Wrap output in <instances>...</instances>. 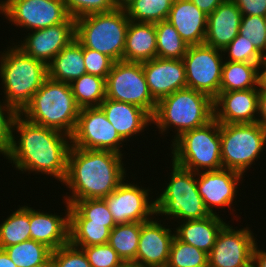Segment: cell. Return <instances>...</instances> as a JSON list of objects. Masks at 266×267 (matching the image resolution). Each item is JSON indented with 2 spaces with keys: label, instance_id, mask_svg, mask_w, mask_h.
<instances>
[{
  "label": "cell",
  "instance_id": "obj_1",
  "mask_svg": "<svg viewBox=\"0 0 266 267\" xmlns=\"http://www.w3.org/2000/svg\"><path fill=\"white\" fill-rule=\"evenodd\" d=\"M70 147L71 136L31 123L19 114L13 124L11 148L5 159L22 173H41L63 182Z\"/></svg>",
  "mask_w": 266,
  "mask_h": 267
},
{
  "label": "cell",
  "instance_id": "obj_2",
  "mask_svg": "<svg viewBox=\"0 0 266 267\" xmlns=\"http://www.w3.org/2000/svg\"><path fill=\"white\" fill-rule=\"evenodd\" d=\"M123 155L108 151L82 149L71 146L67 158L64 181L69 193L62 198L69 205L82 199H104L110 195L126 177Z\"/></svg>",
  "mask_w": 266,
  "mask_h": 267
},
{
  "label": "cell",
  "instance_id": "obj_3",
  "mask_svg": "<svg viewBox=\"0 0 266 267\" xmlns=\"http://www.w3.org/2000/svg\"><path fill=\"white\" fill-rule=\"evenodd\" d=\"M12 45L0 52L2 101L20 114L48 77V69L44 62L26 55L15 43Z\"/></svg>",
  "mask_w": 266,
  "mask_h": 267
},
{
  "label": "cell",
  "instance_id": "obj_4",
  "mask_svg": "<svg viewBox=\"0 0 266 267\" xmlns=\"http://www.w3.org/2000/svg\"><path fill=\"white\" fill-rule=\"evenodd\" d=\"M80 109L69 83L47 77L20 115L31 123L72 136Z\"/></svg>",
  "mask_w": 266,
  "mask_h": 267
},
{
  "label": "cell",
  "instance_id": "obj_5",
  "mask_svg": "<svg viewBox=\"0 0 266 267\" xmlns=\"http://www.w3.org/2000/svg\"><path fill=\"white\" fill-rule=\"evenodd\" d=\"M214 118L213 99L191 88H184L157 102L152 125L159 134H167L174 126L173 142L182 133L201 127Z\"/></svg>",
  "mask_w": 266,
  "mask_h": 267
},
{
  "label": "cell",
  "instance_id": "obj_6",
  "mask_svg": "<svg viewBox=\"0 0 266 267\" xmlns=\"http://www.w3.org/2000/svg\"><path fill=\"white\" fill-rule=\"evenodd\" d=\"M129 22L125 10L119 7L111 12L89 14L75 19V39L114 62L122 61Z\"/></svg>",
  "mask_w": 266,
  "mask_h": 267
},
{
  "label": "cell",
  "instance_id": "obj_7",
  "mask_svg": "<svg viewBox=\"0 0 266 267\" xmlns=\"http://www.w3.org/2000/svg\"><path fill=\"white\" fill-rule=\"evenodd\" d=\"M171 146V162L195 173L222 169L220 123L213 118L207 124L186 131ZM173 147V148H172Z\"/></svg>",
  "mask_w": 266,
  "mask_h": 267
},
{
  "label": "cell",
  "instance_id": "obj_8",
  "mask_svg": "<svg viewBox=\"0 0 266 267\" xmlns=\"http://www.w3.org/2000/svg\"><path fill=\"white\" fill-rule=\"evenodd\" d=\"M170 180L156 196V216H166L176 222L203 219L211 214L198 192L196 173L172 162ZM172 217V218H171Z\"/></svg>",
  "mask_w": 266,
  "mask_h": 267
},
{
  "label": "cell",
  "instance_id": "obj_9",
  "mask_svg": "<svg viewBox=\"0 0 266 267\" xmlns=\"http://www.w3.org/2000/svg\"><path fill=\"white\" fill-rule=\"evenodd\" d=\"M220 140L223 168L244 174L253 163L255 165L260 154L264 153L266 128L257 122L220 123Z\"/></svg>",
  "mask_w": 266,
  "mask_h": 267
},
{
  "label": "cell",
  "instance_id": "obj_10",
  "mask_svg": "<svg viewBox=\"0 0 266 267\" xmlns=\"http://www.w3.org/2000/svg\"><path fill=\"white\" fill-rule=\"evenodd\" d=\"M106 98L139 106L153 116L157 102L148 89L142 63L114 62L106 79Z\"/></svg>",
  "mask_w": 266,
  "mask_h": 267
},
{
  "label": "cell",
  "instance_id": "obj_11",
  "mask_svg": "<svg viewBox=\"0 0 266 267\" xmlns=\"http://www.w3.org/2000/svg\"><path fill=\"white\" fill-rule=\"evenodd\" d=\"M0 14L27 31L58 25L71 17L63 0H0Z\"/></svg>",
  "mask_w": 266,
  "mask_h": 267
},
{
  "label": "cell",
  "instance_id": "obj_12",
  "mask_svg": "<svg viewBox=\"0 0 266 267\" xmlns=\"http://www.w3.org/2000/svg\"><path fill=\"white\" fill-rule=\"evenodd\" d=\"M224 55L206 44L189 46L183 57L187 88L215 99L220 93Z\"/></svg>",
  "mask_w": 266,
  "mask_h": 267
},
{
  "label": "cell",
  "instance_id": "obj_13",
  "mask_svg": "<svg viewBox=\"0 0 266 267\" xmlns=\"http://www.w3.org/2000/svg\"><path fill=\"white\" fill-rule=\"evenodd\" d=\"M124 142L100 107L80 109L76 128L71 136V146L108 150L123 155L121 148Z\"/></svg>",
  "mask_w": 266,
  "mask_h": 267
},
{
  "label": "cell",
  "instance_id": "obj_14",
  "mask_svg": "<svg viewBox=\"0 0 266 267\" xmlns=\"http://www.w3.org/2000/svg\"><path fill=\"white\" fill-rule=\"evenodd\" d=\"M125 181L104 198L115 223L146 222L156 216V201L149 197V187Z\"/></svg>",
  "mask_w": 266,
  "mask_h": 267
},
{
  "label": "cell",
  "instance_id": "obj_15",
  "mask_svg": "<svg viewBox=\"0 0 266 267\" xmlns=\"http://www.w3.org/2000/svg\"><path fill=\"white\" fill-rule=\"evenodd\" d=\"M229 224L221 229L208 254V267H252L254 233L248 226L235 229Z\"/></svg>",
  "mask_w": 266,
  "mask_h": 267
},
{
  "label": "cell",
  "instance_id": "obj_16",
  "mask_svg": "<svg viewBox=\"0 0 266 267\" xmlns=\"http://www.w3.org/2000/svg\"><path fill=\"white\" fill-rule=\"evenodd\" d=\"M242 177V173L224 168L196 173L198 192L210 214L219 215L214 208H232Z\"/></svg>",
  "mask_w": 266,
  "mask_h": 267
},
{
  "label": "cell",
  "instance_id": "obj_17",
  "mask_svg": "<svg viewBox=\"0 0 266 267\" xmlns=\"http://www.w3.org/2000/svg\"><path fill=\"white\" fill-rule=\"evenodd\" d=\"M30 32L21 43L16 42V46L26 55L48 65L65 46L75 39V18L70 17L64 23Z\"/></svg>",
  "mask_w": 266,
  "mask_h": 267
},
{
  "label": "cell",
  "instance_id": "obj_18",
  "mask_svg": "<svg viewBox=\"0 0 266 267\" xmlns=\"http://www.w3.org/2000/svg\"><path fill=\"white\" fill-rule=\"evenodd\" d=\"M160 221V223H159ZM152 219L141 222V231L136 255L139 267H166L175 231L161 224L163 220Z\"/></svg>",
  "mask_w": 266,
  "mask_h": 267
},
{
  "label": "cell",
  "instance_id": "obj_19",
  "mask_svg": "<svg viewBox=\"0 0 266 267\" xmlns=\"http://www.w3.org/2000/svg\"><path fill=\"white\" fill-rule=\"evenodd\" d=\"M142 66L148 89L156 102L187 87L183 59L156 57L142 62Z\"/></svg>",
  "mask_w": 266,
  "mask_h": 267
},
{
  "label": "cell",
  "instance_id": "obj_20",
  "mask_svg": "<svg viewBox=\"0 0 266 267\" xmlns=\"http://www.w3.org/2000/svg\"><path fill=\"white\" fill-rule=\"evenodd\" d=\"M259 88L220 91L213 100L214 118L219 123H256Z\"/></svg>",
  "mask_w": 266,
  "mask_h": 267
},
{
  "label": "cell",
  "instance_id": "obj_21",
  "mask_svg": "<svg viewBox=\"0 0 266 267\" xmlns=\"http://www.w3.org/2000/svg\"><path fill=\"white\" fill-rule=\"evenodd\" d=\"M65 215L40 212L29 206L31 240L43 243L52 250L69 243V210L67 202Z\"/></svg>",
  "mask_w": 266,
  "mask_h": 267
},
{
  "label": "cell",
  "instance_id": "obj_22",
  "mask_svg": "<svg viewBox=\"0 0 266 267\" xmlns=\"http://www.w3.org/2000/svg\"><path fill=\"white\" fill-rule=\"evenodd\" d=\"M99 107L125 142L144 132L152 123V116L134 104L105 98Z\"/></svg>",
  "mask_w": 266,
  "mask_h": 267
},
{
  "label": "cell",
  "instance_id": "obj_23",
  "mask_svg": "<svg viewBox=\"0 0 266 267\" xmlns=\"http://www.w3.org/2000/svg\"><path fill=\"white\" fill-rule=\"evenodd\" d=\"M207 17L190 0H173L167 21L188 46H194L205 42Z\"/></svg>",
  "mask_w": 266,
  "mask_h": 267
},
{
  "label": "cell",
  "instance_id": "obj_24",
  "mask_svg": "<svg viewBox=\"0 0 266 267\" xmlns=\"http://www.w3.org/2000/svg\"><path fill=\"white\" fill-rule=\"evenodd\" d=\"M242 13L232 0L221 3L207 17L204 44L223 50L239 34Z\"/></svg>",
  "mask_w": 266,
  "mask_h": 267
},
{
  "label": "cell",
  "instance_id": "obj_25",
  "mask_svg": "<svg viewBox=\"0 0 266 267\" xmlns=\"http://www.w3.org/2000/svg\"><path fill=\"white\" fill-rule=\"evenodd\" d=\"M220 215L178 222V227L174 228L175 236L182 242L192 245L199 250L209 254L214 246L221 229L227 224Z\"/></svg>",
  "mask_w": 266,
  "mask_h": 267
},
{
  "label": "cell",
  "instance_id": "obj_26",
  "mask_svg": "<svg viewBox=\"0 0 266 267\" xmlns=\"http://www.w3.org/2000/svg\"><path fill=\"white\" fill-rule=\"evenodd\" d=\"M155 24L129 22L123 61L145 62L157 57Z\"/></svg>",
  "mask_w": 266,
  "mask_h": 267
},
{
  "label": "cell",
  "instance_id": "obj_27",
  "mask_svg": "<svg viewBox=\"0 0 266 267\" xmlns=\"http://www.w3.org/2000/svg\"><path fill=\"white\" fill-rule=\"evenodd\" d=\"M47 69L49 78L70 84L86 73L83 46L74 39L52 59Z\"/></svg>",
  "mask_w": 266,
  "mask_h": 267
},
{
  "label": "cell",
  "instance_id": "obj_28",
  "mask_svg": "<svg viewBox=\"0 0 266 267\" xmlns=\"http://www.w3.org/2000/svg\"><path fill=\"white\" fill-rule=\"evenodd\" d=\"M259 88V64L224 61L220 91Z\"/></svg>",
  "mask_w": 266,
  "mask_h": 267
},
{
  "label": "cell",
  "instance_id": "obj_29",
  "mask_svg": "<svg viewBox=\"0 0 266 267\" xmlns=\"http://www.w3.org/2000/svg\"><path fill=\"white\" fill-rule=\"evenodd\" d=\"M69 223H98L112 230L116 223L104 199H82L70 205Z\"/></svg>",
  "mask_w": 266,
  "mask_h": 267
},
{
  "label": "cell",
  "instance_id": "obj_30",
  "mask_svg": "<svg viewBox=\"0 0 266 267\" xmlns=\"http://www.w3.org/2000/svg\"><path fill=\"white\" fill-rule=\"evenodd\" d=\"M141 231V222L116 224L110 231L108 244L124 263H135Z\"/></svg>",
  "mask_w": 266,
  "mask_h": 267
},
{
  "label": "cell",
  "instance_id": "obj_31",
  "mask_svg": "<svg viewBox=\"0 0 266 267\" xmlns=\"http://www.w3.org/2000/svg\"><path fill=\"white\" fill-rule=\"evenodd\" d=\"M31 239L29 206L22 205L0 224V249Z\"/></svg>",
  "mask_w": 266,
  "mask_h": 267
},
{
  "label": "cell",
  "instance_id": "obj_32",
  "mask_svg": "<svg viewBox=\"0 0 266 267\" xmlns=\"http://www.w3.org/2000/svg\"><path fill=\"white\" fill-rule=\"evenodd\" d=\"M72 94L80 108L99 107L106 98V79L88 73L70 83Z\"/></svg>",
  "mask_w": 266,
  "mask_h": 267
},
{
  "label": "cell",
  "instance_id": "obj_33",
  "mask_svg": "<svg viewBox=\"0 0 266 267\" xmlns=\"http://www.w3.org/2000/svg\"><path fill=\"white\" fill-rule=\"evenodd\" d=\"M17 267H35L52 263V249L35 240H27L4 248Z\"/></svg>",
  "mask_w": 266,
  "mask_h": 267
},
{
  "label": "cell",
  "instance_id": "obj_34",
  "mask_svg": "<svg viewBox=\"0 0 266 267\" xmlns=\"http://www.w3.org/2000/svg\"><path fill=\"white\" fill-rule=\"evenodd\" d=\"M157 57L162 59H183L188 45L167 20L155 23Z\"/></svg>",
  "mask_w": 266,
  "mask_h": 267
},
{
  "label": "cell",
  "instance_id": "obj_35",
  "mask_svg": "<svg viewBox=\"0 0 266 267\" xmlns=\"http://www.w3.org/2000/svg\"><path fill=\"white\" fill-rule=\"evenodd\" d=\"M173 0H133L125 8L130 21L158 23L167 20Z\"/></svg>",
  "mask_w": 266,
  "mask_h": 267
},
{
  "label": "cell",
  "instance_id": "obj_36",
  "mask_svg": "<svg viewBox=\"0 0 266 267\" xmlns=\"http://www.w3.org/2000/svg\"><path fill=\"white\" fill-rule=\"evenodd\" d=\"M110 229L98 223H69V243L75 247L106 244Z\"/></svg>",
  "mask_w": 266,
  "mask_h": 267
},
{
  "label": "cell",
  "instance_id": "obj_37",
  "mask_svg": "<svg viewBox=\"0 0 266 267\" xmlns=\"http://www.w3.org/2000/svg\"><path fill=\"white\" fill-rule=\"evenodd\" d=\"M166 267H208V254L175 236Z\"/></svg>",
  "mask_w": 266,
  "mask_h": 267
},
{
  "label": "cell",
  "instance_id": "obj_38",
  "mask_svg": "<svg viewBox=\"0 0 266 267\" xmlns=\"http://www.w3.org/2000/svg\"><path fill=\"white\" fill-rule=\"evenodd\" d=\"M222 52L224 53L225 61L260 64L264 59V56L256 47L239 34L222 50ZM225 54L228 56L226 55L225 57Z\"/></svg>",
  "mask_w": 266,
  "mask_h": 267
},
{
  "label": "cell",
  "instance_id": "obj_39",
  "mask_svg": "<svg viewBox=\"0 0 266 267\" xmlns=\"http://www.w3.org/2000/svg\"><path fill=\"white\" fill-rule=\"evenodd\" d=\"M239 35L251 42L256 49L266 56V27L262 16H242Z\"/></svg>",
  "mask_w": 266,
  "mask_h": 267
},
{
  "label": "cell",
  "instance_id": "obj_40",
  "mask_svg": "<svg viewBox=\"0 0 266 267\" xmlns=\"http://www.w3.org/2000/svg\"><path fill=\"white\" fill-rule=\"evenodd\" d=\"M63 2L69 15L75 19L94 13L111 12L118 7L116 0H63Z\"/></svg>",
  "mask_w": 266,
  "mask_h": 267
},
{
  "label": "cell",
  "instance_id": "obj_41",
  "mask_svg": "<svg viewBox=\"0 0 266 267\" xmlns=\"http://www.w3.org/2000/svg\"><path fill=\"white\" fill-rule=\"evenodd\" d=\"M78 248L84 251L91 267H120L124 264L108 243Z\"/></svg>",
  "mask_w": 266,
  "mask_h": 267
},
{
  "label": "cell",
  "instance_id": "obj_42",
  "mask_svg": "<svg viewBox=\"0 0 266 267\" xmlns=\"http://www.w3.org/2000/svg\"><path fill=\"white\" fill-rule=\"evenodd\" d=\"M52 267H91L84 251L68 243L52 251Z\"/></svg>",
  "mask_w": 266,
  "mask_h": 267
},
{
  "label": "cell",
  "instance_id": "obj_43",
  "mask_svg": "<svg viewBox=\"0 0 266 267\" xmlns=\"http://www.w3.org/2000/svg\"><path fill=\"white\" fill-rule=\"evenodd\" d=\"M19 113L11 106L0 101V154L5 158L11 148L13 124Z\"/></svg>",
  "mask_w": 266,
  "mask_h": 267
},
{
  "label": "cell",
  "instance_id": "obj_44",
  "mask_svg": "<svg viewBox=\"0 0 266 267\" xmlns=\"http://www.w3.org/2000/svg\"><path fill=\"white\" fill-rule=\"evenodd\" d=\"M86 73L107 79L114 61L107 55L83 46Z\"/></svg>",
  "mask_w": 266,
  "mask_h": 267
},
{
  "label": "cell",
  "instance_id": "obj_45",
  "mask_svg": "<svg viewBox=\"0 0 266 267\" xmlns=\"http://www.w3.org/2000/svg\"><path fill=\"white\" fill-rule=\"evenodd\" d=\"M242 16H266V0H232Z\"/></svg>",
  "mask_w": 266,
  "mask_h": 267
},
{
  "label": "cell",
  "instance_id": "obj_46",
  "mask_svg": "<svg viewBox=\"0 0 266 267\" xmlns=\"http://www.w3.org/2000/svg\"><path fill=\"white\" fill-rule=\"evenodd\" d=\"M256 122L266 128V90H259Z\"/></svg>",
  "mask_w": 266,
  "mask_h": 267
},
{
  "label": "cell",
  "instance_id": "obj_47",
  "mask_svg": "<svg viewBox=\"0 0 266 267\" xmlns=\"http://www.w3.org/2000/svg\"><path fill=\"white\" fill-rule=\"evenodd\" d=\"M206 15L211 14L221 3L226 0H190Z\"/></svg>",
  "mask_w": 266,
  "mask_h": 267
},
{
  "label": "cell",
  "instance_id": "obj_48",
  "mask_svg": "<svg viewBox=\"0 0 266 267\" xmlns=\"http://www.w3.org/2000/svg\"><path fill=\"white\" fill-rule=\"evenodd\" d=\"M257 244L253 248L252 267H266V250L259 249Z\"/></svg>",
  "mask_w": 266,
  "mask_h": 267
},
{
  "label": "cell",
  "instance_id": "obj_49",
  "mask_svg": "<svg viewBox=\"0 0 266 267\" xmlns=\"http://www.w3.org/2000/svg\"><path fill=\"white\" fill-rule=\"evenodd\" d=\"M259 90H266V56L259 64Z\"/></svg>",
  "mask_w": 266,
  "mask_h": 267
},
{
  "label": "cell",
  "instance_id": "obj_50",
  "mask_svg": "<svg viewBox=\"0 0 266 267\" xmlns=\"http://www.w3.org/2000/svg\"><path fill=\"white\" fill-rule=\"evenodd\" d=\"M0 267H17L4 249H0Z\"/></svg>",
  "mask_w": 266,
  "mask_h": 267
},
{
  "label": "cell",
  "instance_id": "obj_51",
  "mask_svg": "<svg viewBox=\"0 0 266 267\" xmlns=\"http://www.w3.org/2000/svg\"><path fill=\"white\" fill-rule=\"evenodd\" d=\"M133 0H116V4L119 8H125Z\"/></svg>",
  "mask_w": 266,
  "mask_h": 267
},
{
  "label": "cell",
  "instance_id": "obj_52",
  "mask_svg": "<svg viewBox=\"0 0 266 267\" xmlns=\"http://www.w3.org/2000/svg\"><path fill=\"white\" fill-rule=\"evenodd\" d=\"M120 267H139L138 265H136L135 263H124L122 266Z\"/></svg>",
  "mask_w": 266,
  "mask_h": 267
},
{
  "label": "cell",
  "instance_id": "obj_53",
  "mask_svg": "<svg viewBox=\"0 0 266 267\" xmlns=\"http://www.w3.org/2000/svg\"><path fill=\"white\" fill-rule=\"evenodd\" d=\"M35 267H52V263H45L44 265H38Z\"/></svg>",
  "mask_w": 266,
  "mask_h": 267
}]
</instances>
